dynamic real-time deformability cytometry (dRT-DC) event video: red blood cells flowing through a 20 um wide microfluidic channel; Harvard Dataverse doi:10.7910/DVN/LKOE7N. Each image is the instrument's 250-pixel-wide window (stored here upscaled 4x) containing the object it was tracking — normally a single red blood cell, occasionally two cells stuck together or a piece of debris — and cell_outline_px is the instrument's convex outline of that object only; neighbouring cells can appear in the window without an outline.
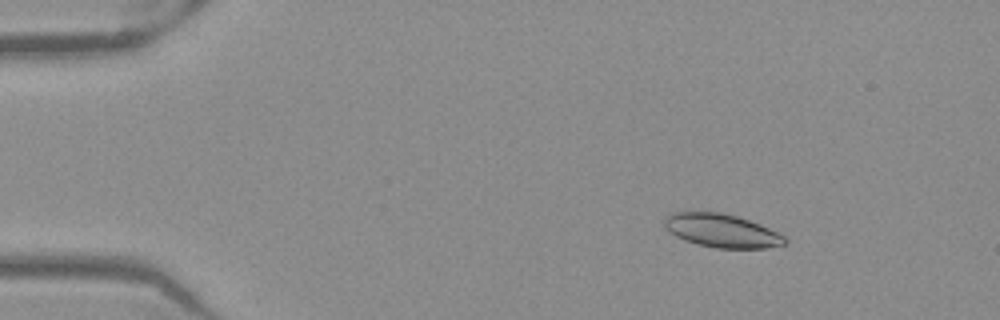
{"species": "Egyptian fruit bat (a non-hibernating species)", "species_latin": "Rousettus aegyptiacus", "temperature_condition": "warm", "stored_images_in_passage": 46, "camera_frame_rate_fps": 3000, "um_per_image_px": 0.085, "frame": {"image": 1, "passage_image": 2, "time_ms": 0.333, "image_size_px": [1000, 320], "cell_outline_px": [[788, 244], [768, 248], [716, 248], [684, 240], [668, 232], [664, 228], [664, 216], [668, 212], [720, 212], [736, 216], [760, 224], [784, 236], [788, 240]], "centroid_in_image_um": [61.32, 19.6], "position_along_channel_um": 23.7, "area_um2": 23.58}}
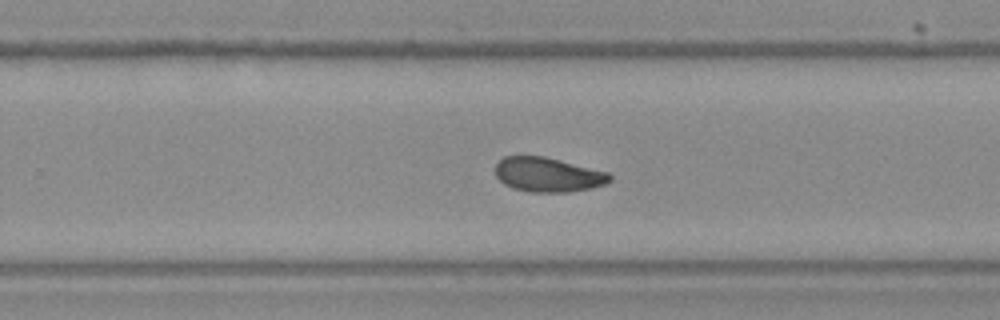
{"frame": {"image": 2, "passage_image": 28, "time_ms": 9.0, "image_size_px": [1000, 320], "cell_outline_px": [[612, 180], [604, 184], [588, 188], [568, 192], [528, 192], [512, 188], [504, 184], [496, 176], [496, 164], [504, 156], [544, 156], [608, 172], [612, 176]], "centroid_in_image_um": [46.56, 14.85], "position_along_channel_um": 283.2, "area_um2": 22.89}}
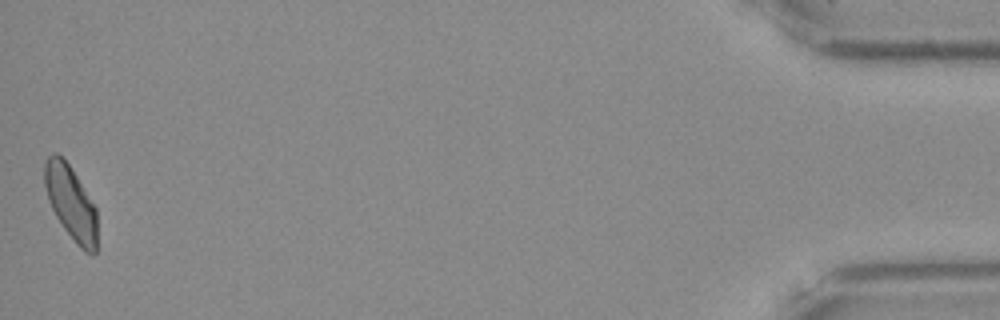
{"frame": {"image": 3, "passage_image": 46, "time_ms": 15.0, "image_size_px": [1000, 320], "cell_outline_px": [[96, 252], [92, 256], [84, 252], [76, 244], [64, 228], [56, 216], [48, 200], [44, 184], [44, 160], [52, 152], [56, 152], [68, 164], [76, 176], [96, 208]], "centroid_in_image_um": [6.01, 17.24], "position_along_channel_um": 429.2, "area_um2": 22.54}, "authors_computed_cell_mechanics": {"area_um2": 23.409, "velocity_mm_per_s": 3.9604, "shape_relaxation_time_tau1_ms": null, "shape_relaxation_time_tau2_ms": 5.8364, "deformation_change_tau1": null, "deformation_change_tau2": 0.1241}}